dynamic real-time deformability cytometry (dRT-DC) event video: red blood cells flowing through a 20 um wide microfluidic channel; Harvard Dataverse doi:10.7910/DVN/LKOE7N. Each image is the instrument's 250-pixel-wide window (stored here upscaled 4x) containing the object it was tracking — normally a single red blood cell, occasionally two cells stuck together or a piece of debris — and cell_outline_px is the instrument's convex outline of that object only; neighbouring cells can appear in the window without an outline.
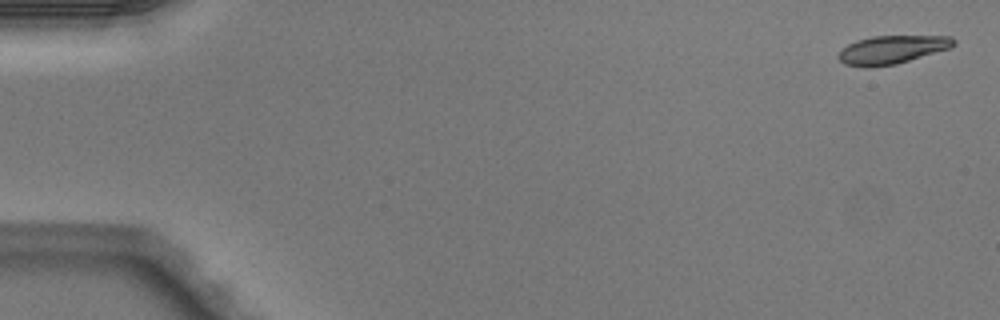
{"species": "Egyptian fruit bat (a non-hibernating species)", "species_latin": "Rousettus aegyptiacus", "temperature_condition": "warm", "stored_images_in_passage": 4, "camera_frame_rate_fps": 3000, "um_per_image_px": 0.085, "animal": {"sex": "male"}, "frame": {"image": 1, "passage_image": 1, "time_ms": 0.0, "image_size_px": [1000, 320], "cell_outline_px": [[956, 44], [952, 48], [896, 64], [844, 64], [836, 56], [848, 44], [856, 40], [872, 36], [952, 36], [956, 40]], "centroid_in_image_um": [75.92, 4.17], "position_along_channel_um": 9.1, "area_um2": 18.44}}